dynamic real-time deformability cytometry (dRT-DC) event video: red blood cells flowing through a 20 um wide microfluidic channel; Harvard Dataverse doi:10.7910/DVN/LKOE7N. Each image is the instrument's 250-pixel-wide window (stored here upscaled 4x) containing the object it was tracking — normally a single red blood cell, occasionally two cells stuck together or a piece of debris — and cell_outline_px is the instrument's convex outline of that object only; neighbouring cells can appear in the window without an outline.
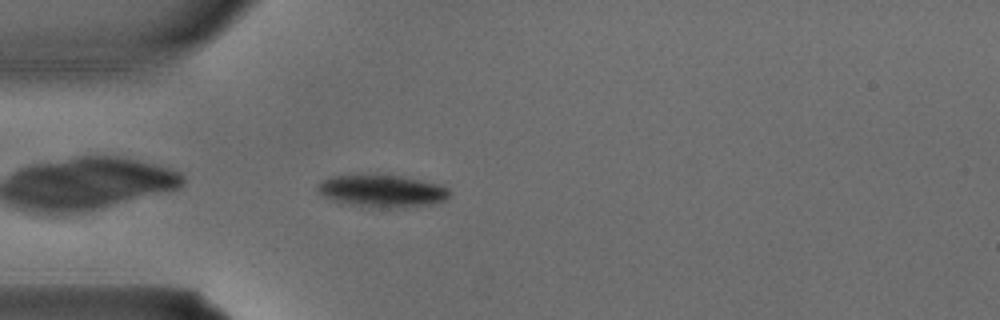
{"species": "common noctule bat (a hibernating species)", "species_latin": "Nyctalus noctula", "temperature_condition": "warm", "stored_images_in_passage": 3, "camera_frame_rate_fps": 3000, "um_per_image_px": 0.085, "animal": {"sex": "male", "body_mass_g": 15.6}, "frame": {"image": 1, "passage_image": 3, "time_ms": 0.667, "image_size_px": [1000, 320], "cell_outline_px": [[452, 192], [444, 200], [432, 204], [404, 208], [380, 208], [340, 204], [324, 196], [316, 188], [316, 184], [332, 176], [400, 176], [440, 184], [448, 188]], "centroid_in_image_um": [32.49, 16.27], "position_along_channel_um": 52.5, "area_um2": 24.8}}